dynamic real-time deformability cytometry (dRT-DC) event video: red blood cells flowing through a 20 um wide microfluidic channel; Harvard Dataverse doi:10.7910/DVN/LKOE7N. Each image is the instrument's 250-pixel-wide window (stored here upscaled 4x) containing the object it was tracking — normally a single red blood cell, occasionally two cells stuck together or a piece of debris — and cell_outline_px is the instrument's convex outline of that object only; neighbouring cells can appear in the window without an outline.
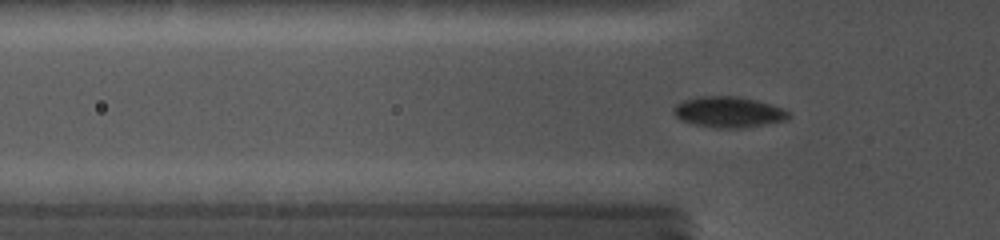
{"species": "common noctule bat (a hibernating species)", "species_latin": "Nyctalus noctula", "temperature_condition": "cold", "stored_images_in_passage": 56, "camera_frame_rate_fps": 5000, "um_per_image_px": 0.085, "animal": {"sex": "female", "body_mass_g": 19.0, "forearm_length_mm": 56.7}, "frame": {"image": 1, "passage_image": 18, "time_ms": 4.6, "image_size_px": [1000, 240], "cell_outline_px": [[788, 116], [784, 120], [764, 124], [740, 128], [720, 128], [696, 124], [680, 120], [672, 112], [672, 108], [676, 104], [684, 100], [704, 96], [732, 96], [756, 100], [780, 108], [788, 112]], "centroid_in_image_um": [61.85, 9.52], "position_along_channel_um": 64.0, "area_um2": 20.11}}
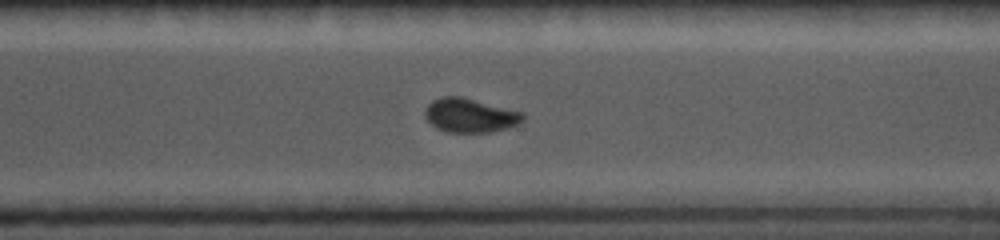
{"frame": {"image": 2, "passage_image": 43, "time_ms": 11.4, "image_size_px": [1000, 240], "cell_outline_px": [[524, 120], [520, 124], [508, 128], [488, 132], [448, 132], [436, 128], [424, 116], [424, 112], [428, 104], [432, 100], [444, 96], [460, 96], [520, 112], [524, 116]], "centroid_in_image_um": [39.93, 9.81], "position_along_channel_um": 330.7, "area_um2": 19.19}}
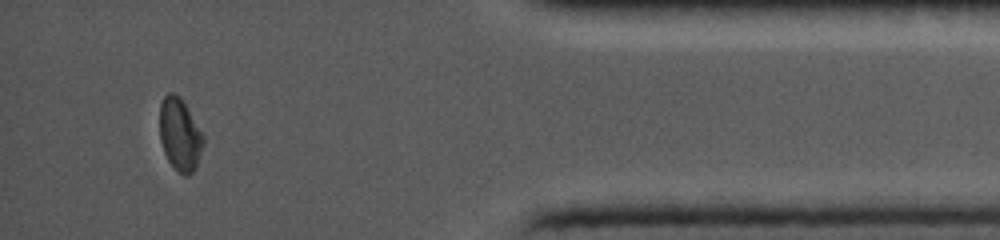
{"frame": {"image": 3, "passage_image": 53, "time_ms": 14.4, "image_size_px": [1000, 240], "cell_outline_px": [[204, 144], [196, 168], [188, 176], [184, 176], [168, 160], [164, 152], [160, 140], [160, 104], [164, 96], [168, 92], [172, 92], [180, 96], [204, 136]], "centroid_in_image_um": [15.29, 11.43], "position_along_channel_um": 419.9, "area_um2": 18.38}}